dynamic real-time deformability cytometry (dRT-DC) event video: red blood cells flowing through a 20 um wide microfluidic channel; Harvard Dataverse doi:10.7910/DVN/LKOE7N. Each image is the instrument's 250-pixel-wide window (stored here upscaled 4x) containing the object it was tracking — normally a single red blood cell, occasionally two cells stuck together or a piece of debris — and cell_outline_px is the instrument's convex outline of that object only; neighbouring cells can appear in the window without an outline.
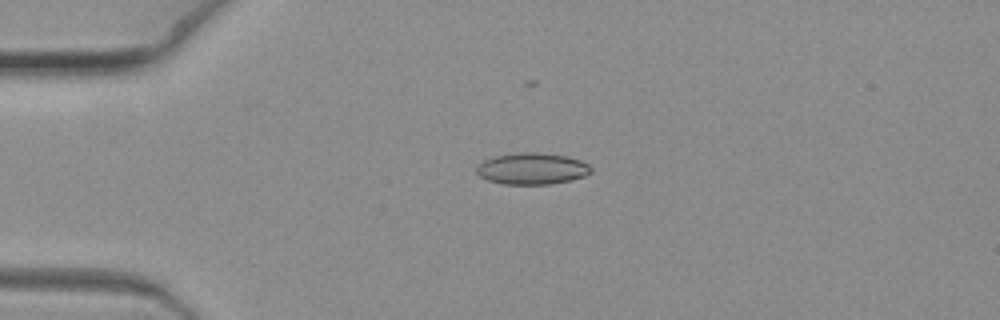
{"species": "common noctule bat (a hibernating species)", "species_latin": "Nyctalus noctula", "temperature_condition": "warm", "stored_images_in_passage": 6, "camera_frame_rate_fps": 3000, "um_per_image_px": 0.085, "animal": {"sex": "female", "body_mass_g": 19.3, "forearm_length_mm": 54.1}, "frame": {"image": 1, "passage_image": 4, "time_ms": 1.0, "image_size_px": [1000, 320], "cell_outline_px": [[592, 172], [584, 176], [572, 180], [552, 184], [504, 184], [488, 180], [480, 176], [476, 172], [476, 164], [484, 160], [496, 156], [524, 152], [536, 152], [568, 156], [580, 160], [588, 164], [592, 168]], "centroid_in_image_um": [45.24, 14.34], "position_along_channel_um": 39.8, "area_um2": 21.1}}
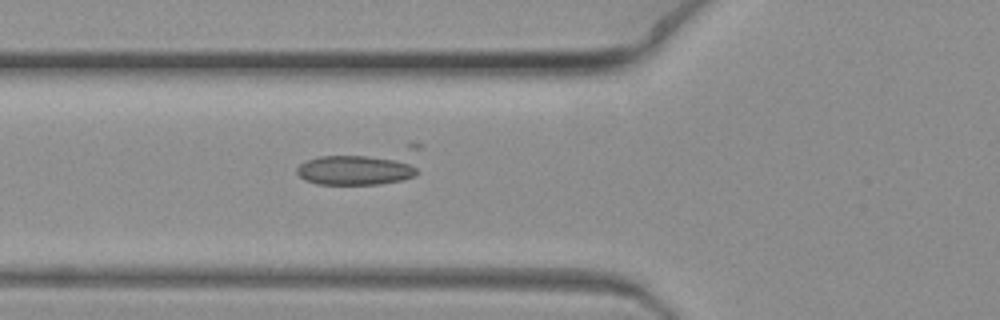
{"frame": {"image": 2, "passage_image": 6, "time_ms": 1.667, "image_size_px": [1000, 320], "cell_outline_px": [[420, 172], [416, 176], [400, 180], [380, 184], [316, 184], [304, 180], [296, 172], [296, 168], [300, 164], [308, 160], [320, 156], [368, 156], [408, 160]], "centroid_in_image_um": [30.21, 14.46], "position_along_channel_um": 95.6, "area_um2": 20.92}}